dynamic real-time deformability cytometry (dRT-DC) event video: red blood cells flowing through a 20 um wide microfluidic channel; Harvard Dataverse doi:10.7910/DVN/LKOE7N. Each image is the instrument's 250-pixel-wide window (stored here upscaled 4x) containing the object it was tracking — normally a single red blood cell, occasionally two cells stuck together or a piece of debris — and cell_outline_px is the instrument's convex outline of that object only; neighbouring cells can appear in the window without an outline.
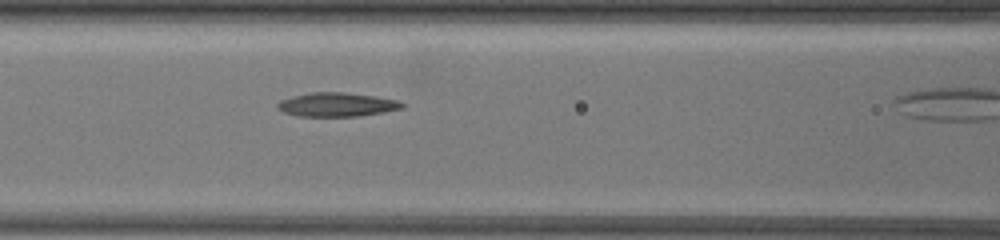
{"species": "common noctule bat (a hibernating species)", "species_latin": "Nyctalus noctula", "temperature_condition": "warm", "stored_images_in_passage": 7, "camera_frame_rate_fps": 3000, "um_per_image_px": 0.085, "animal": {"sex": "female", "body_mass_g": 19.5, "forearm_length_mm": 54.1}, "frame": {"image": 1, "passage_image": 4, "time_ms": 1.333, "image_size_px": [1000, 240], "cell_outline_px": [[404, 108], [384, 112], [356, 116], [296, 116], [284, 112], [276, 108], [276, 104], [280, 100], [292, 96], [308, 92], [344, 92], [376, 96], [396, 100], [404, 104]], "centroid_in_image_um": [28.59, 8.88], "position_along_channel_um": 138.0, "area_um2": 17.46}}